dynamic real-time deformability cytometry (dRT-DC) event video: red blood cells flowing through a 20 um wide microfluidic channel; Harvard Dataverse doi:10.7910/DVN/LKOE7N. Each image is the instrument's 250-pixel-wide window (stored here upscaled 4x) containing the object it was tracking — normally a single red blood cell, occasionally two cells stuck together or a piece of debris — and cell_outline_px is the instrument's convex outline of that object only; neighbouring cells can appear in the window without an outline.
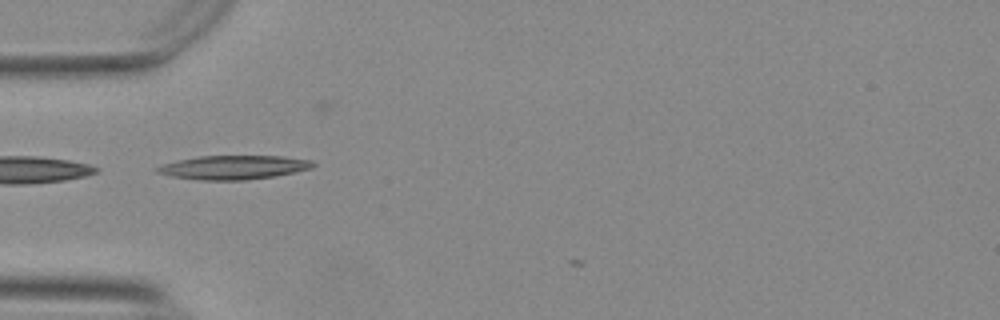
{"species": "Egyptian fruit bat (a non-hibernating species)", "species_latin": "Rousettus aegyptiacus", "temperature_condition": "warm", "stored_images_in_passage": 6, "camera_frame_rate_fps": 3000, "um_per_image_px": 0.085, "animal": {"sex": "female"}, "frame": {"image": 1, "passage_image": 1, "time_ms": 0.0, "image_size_px": [1000, 320], "cell_outline_px": [[316, 164], [312, 168], [296, 172], [276, 176], [244, 180], [200, 180], [172, 176], [156, 172], [156, 168], [164, 164], [176, 160], [196, 156], [284, 156], [312, 160]], "centroid_in_image_um": [19.89, 14.22], "position_along_channel_um": 65.1, "area_um2": 21.79}}
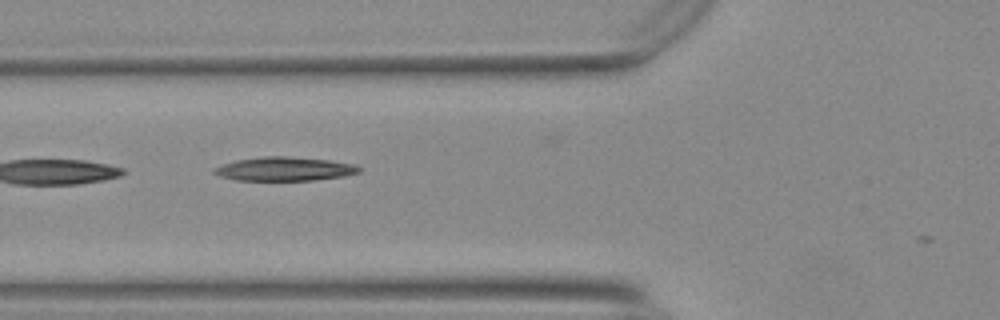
{"frame": {"image": 2, "passage_image": 4, "time_ms": 1.0, "image_size_px": [1000, 320], "cell_outline_px": [[364, 168], [360, 172], [344, 176], [312, 180], [236, 180], [220, 176], [212, 172], [212, 168], [236, 160], [260, 156], [288, 156], [328, 160], [356, 164]], "centroid_in_image_um": [24.2, 14.35], "position_along_channel_um": 101.6, "area_um2": 20.23}}
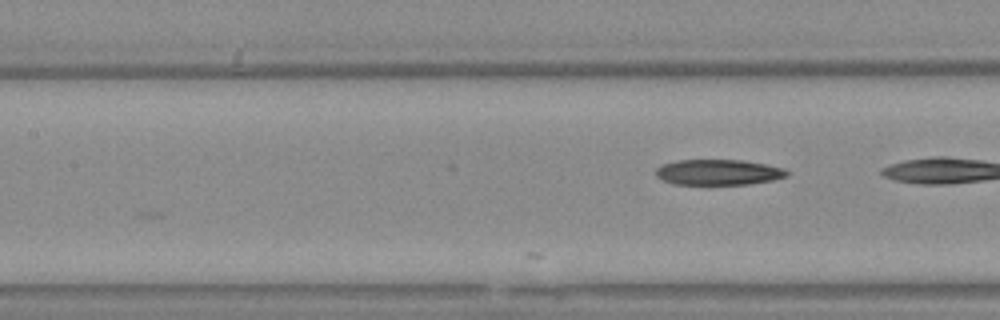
{"frame": {"image": 3, "passage_image": 6, "time_ms": 1.667, "image_size_px": [1000, 320], "cell_outline_px": [[788, 176], [772, 180], [748, 184], [672, 184], [660, 180], [656, 176], [656, 168], [660, 164], [676, 160], [744, 160], [784, 168], [788, 172]], "centroid_in_image_um": [61.0, 14.64], "position_along_channel_um": 146.4, "area_um2": 19.65}}